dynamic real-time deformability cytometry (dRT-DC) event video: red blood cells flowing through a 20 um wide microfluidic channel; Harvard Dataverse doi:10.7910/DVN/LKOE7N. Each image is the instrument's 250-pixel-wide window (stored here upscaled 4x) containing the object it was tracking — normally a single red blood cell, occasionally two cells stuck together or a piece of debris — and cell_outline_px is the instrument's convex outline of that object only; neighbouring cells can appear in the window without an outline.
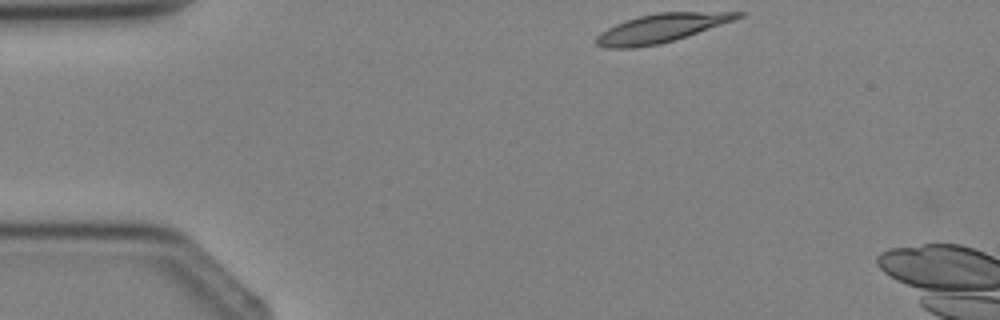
{"species": "Egyptian fruit bat (a non-hibernating species)", "species_latin": "Rousettus aegyptiacus", "temperature_condition": "cold", "stored_images_in_passage": 2, "segment_of_instrument_passage": [2, 2], "camera_frame_rate_fps": 3000, "um_per_image_px": 0.085, "animal": {"sex": "female"}, "frame": {"image": 1, "passage_image": 2, "time_ms": 1.333, "image_size_px": [1000, 320], "cell_outline_px": [[748, 12], [744, 16], [660, 44], [632, 48], [608, 48], [596, 44], [592, 40], [600, 32], [616, 24], [640, 16], [660, 12]], "centroid_in_image_um": [56.12, 2.4], "position_along_channel_um": 28.9, "area_um2": 23.0}}